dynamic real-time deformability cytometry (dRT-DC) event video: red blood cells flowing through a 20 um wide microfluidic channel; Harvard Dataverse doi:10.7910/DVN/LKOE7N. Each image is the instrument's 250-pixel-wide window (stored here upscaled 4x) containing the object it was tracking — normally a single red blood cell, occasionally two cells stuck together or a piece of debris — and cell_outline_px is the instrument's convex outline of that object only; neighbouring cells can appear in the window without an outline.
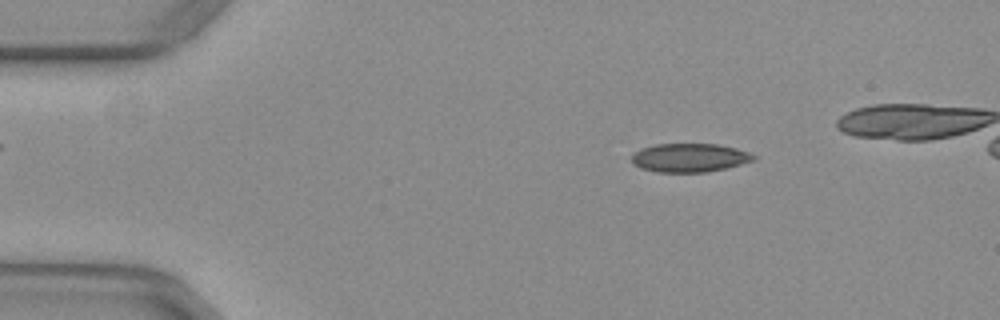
{"species": "common noctule bat (a hibernating species)", "species_latin": "Nyctalus noctula", "temperature_condition": "warm", "stored_images_in_passage": 46, "camera_frame_rate_fps": 3000, "um_per_image_px": 0.085, "animal": {"sex": "female", "body_mass_g": 29.2, "forearm_length_mm": 56.3}, "frame": {"image": 1, "passage_image": 8, "time_ms": 2.333, "image_size_px": [1000, 320], "cell_outline_px": [[756, 160], [724, 168], [704, 172], [656, 172], [640, 168], [632, 164], [632, 156], [640, 148], [656, 144], [716, 144], [736, 148], [748, 152], [756, 156]], "centroid_in_image_um": [58.59, 13.4], "position_along_channel_um": 26.4, "area_um2": 20.29}}
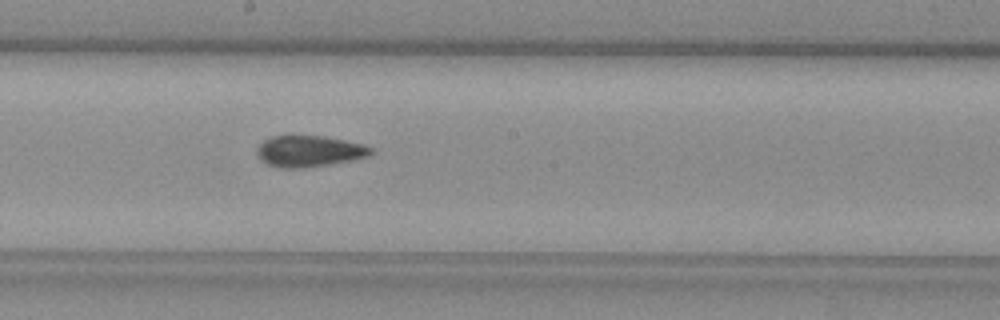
{"frame": {"image": 2, "passage_image": 28, "time_ms": 9.0, "image_size_px": [1000, 320], "cell_outline_px": [[372, 152], [368, 156], [332, 164], [304, 168], [280, 168], [268, 164], [260, 160], [256, 152], [256, 148], [264, 140], [272, 136], [324, 136], [364, 144], [372, 148]], "centroid_in_image_um": [26.26, 12.86], "position_along_channel_um": 221.9, "area_um2": 20.75}}
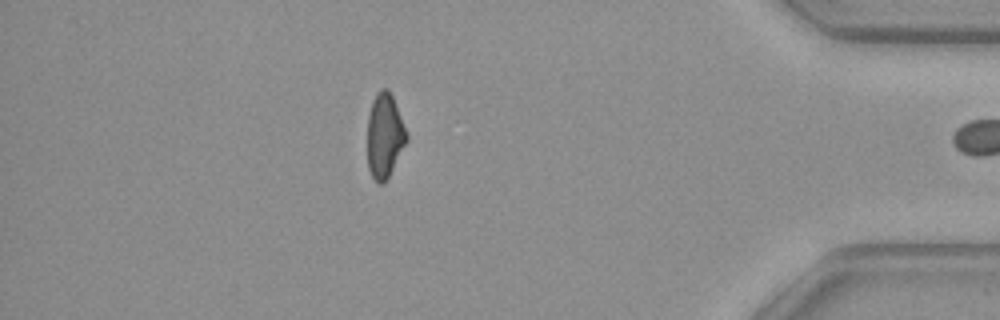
{"frame": {"image": 3, "passage_image": 45, "time_ms": 14.667, "image_size_px": [1000, 320], "cell_outline_px": [[408, 140], [388, 176], [380, 184], [372, 176], [368, 168], [368, 116], [372, 100], [376, 92], [380, 88], [388, 88], [392, 96], [408, 132]], "centroid_in_image_um": [32.7, 11.47], "position_along_channel_um": 402.5, "area_um2": 19.19}, "authors_computed_cell_mechanics": {"area_um2": 20.8369, "velocity_mm_per_s": 3.9722, "shape_relaxation_time_tau1_ms": null, "shape_relaxation_time_tau2_ms": 4.4104, "deformation_change_tau1": null, "deformation_change_tau2": 0.1198}}